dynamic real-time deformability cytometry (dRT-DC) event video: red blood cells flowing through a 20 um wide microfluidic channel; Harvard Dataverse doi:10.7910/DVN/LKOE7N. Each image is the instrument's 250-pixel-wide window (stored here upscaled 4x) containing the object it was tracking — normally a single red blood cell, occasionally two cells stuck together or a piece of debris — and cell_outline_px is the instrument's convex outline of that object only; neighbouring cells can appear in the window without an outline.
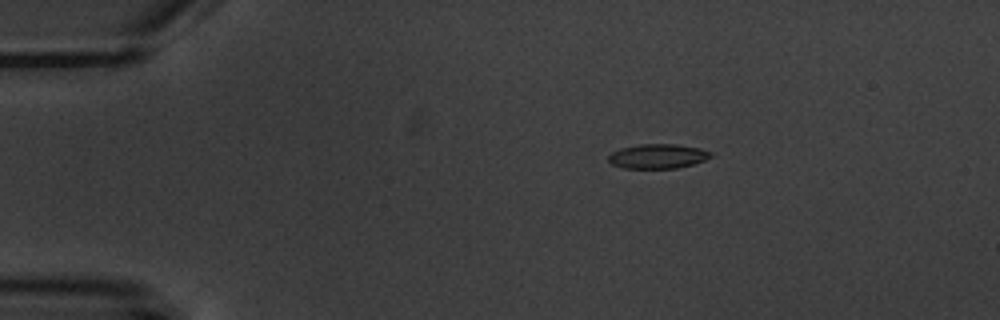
{"species": "common noctule bat (a hibernating species)", "species_latin": "Nyctalus noctula", "temperature_condition": "warm", "stored_images_in_passage": 5, "camera_frame_rate_fps": 3000, "um_per_image_px": 0.085, "animal": {"sex": "male", "body_mass_g": 20.1, "forearm_length_mm": 53.5}, "frame": {"image": 1, "passage_image": 3, "time_ms": 2.0, "image_size_px": [1000, 320], "cell_outline_px": [[712, 156], [704, 160], [692, 164], [676, 168], [624, 168], [612, 164], [608, 160], [608, 156], [612, 152], [620, 148], [640, 144], [676, 144], [700, 148], [712, 152]], "centroid_in_image_um": [55.9, 13.27], "position_along_channel_um": 29.1, "area_um2": 14.57}}